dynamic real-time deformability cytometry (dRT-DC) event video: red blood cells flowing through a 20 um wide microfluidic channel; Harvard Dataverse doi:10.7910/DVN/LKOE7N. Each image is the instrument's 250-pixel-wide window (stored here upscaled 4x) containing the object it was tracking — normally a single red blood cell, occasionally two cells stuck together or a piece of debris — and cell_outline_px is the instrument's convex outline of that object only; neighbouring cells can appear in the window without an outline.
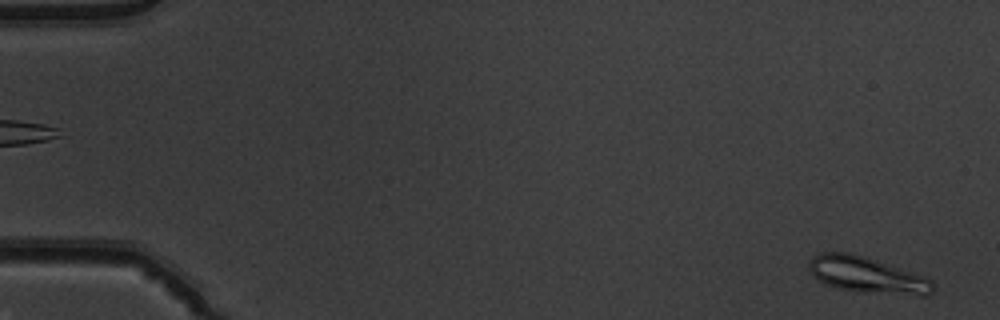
{"species": "common noctule bat (a hibernating species)", "species_latin": "Nyctalus noctula", "temperature_condition": "warm", "stored_images_in_passage": 52, "camera_frame_rate_fps": 3000, "um_per_image_px": 0.085, "animal": {"sex": "male", "body_mass_g": 19.5, "forearm_length_mm": 54.6}, "frame": {"image": 1, "passage_image": 2, "time_ms": 0.333, "image_size_px": [1000, 320], "cell_outline_px": [[936, 284], [932, 292], [928, 296], [920, 296], [836, 288], [824, 284], [816, 280], [808, 268], [808, 264], [812, 256], [820, 252], [848, 252], [924, 276], [932, 280]], "centroid_in_image_um": [73.67, 23.37], "position_along_channel_um": 11.3, "area_um2": 25.72}}
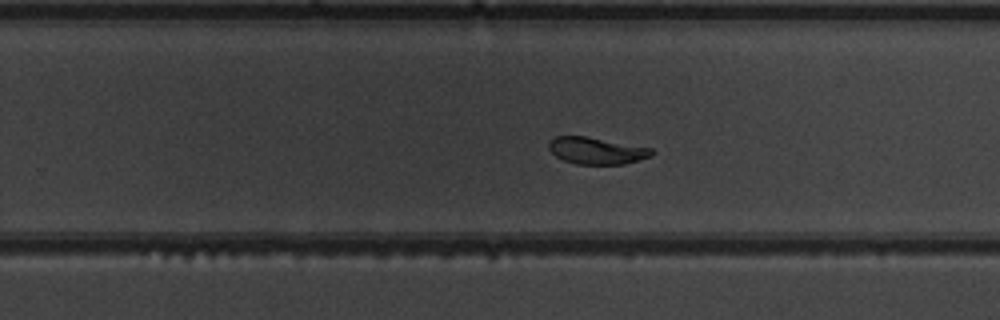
{"frame": {"image": 2, "passage_image": 34, "time_ms": 11.0, "image_size_px": [1000, 320], "cell_outline_px": [[656, 152], [652, 156], [624, 164], [576, 164], [564, 160], [556, 156], [548, 148], [548, 144], [556, 136], [584, 136], [652, 148]], "centroid_in_image_um": [50.73, 12.81], "position_along_channel_um": 279.1, "area_um2": 15.95}}
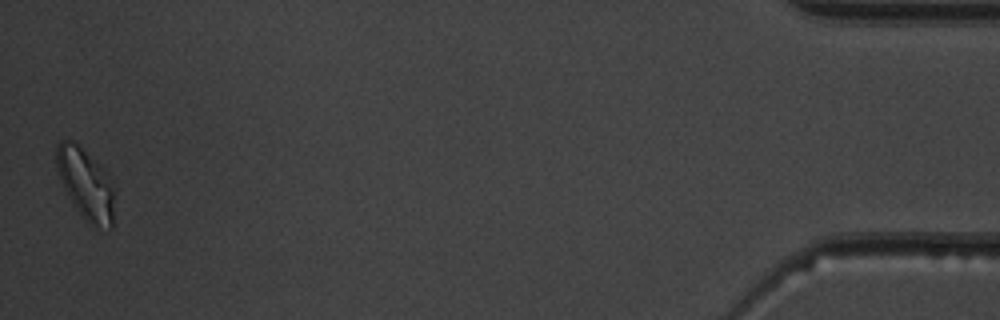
{"frame": {"image": 3, "passage_image": 52, "time_ms": 17.0, "image_size_px": [1000, 320], "cell_outline_px": [[116, 192], [112, 228], [92, 228], [80, 212], [64, 188], [56, 164], [56, 144], [60, 140], [72, 140], [108, 172]], "centroid_in_image_um": [7.35, 15.66], "position_along_channel_um": 427.9, "area_um2": 24.04}, "authors_computed_cell_mechanics": {"area_um2": 18.2648, "velocity_mm_per_s": 3.8875, "shape_relaxation_time_tau1_ms": 2.5077, "shape_relaxation_time_tau2_ms": 0.5882, "deformation_change_tau1": 0.1468, "deformation_change_tau2": 0.0711}}